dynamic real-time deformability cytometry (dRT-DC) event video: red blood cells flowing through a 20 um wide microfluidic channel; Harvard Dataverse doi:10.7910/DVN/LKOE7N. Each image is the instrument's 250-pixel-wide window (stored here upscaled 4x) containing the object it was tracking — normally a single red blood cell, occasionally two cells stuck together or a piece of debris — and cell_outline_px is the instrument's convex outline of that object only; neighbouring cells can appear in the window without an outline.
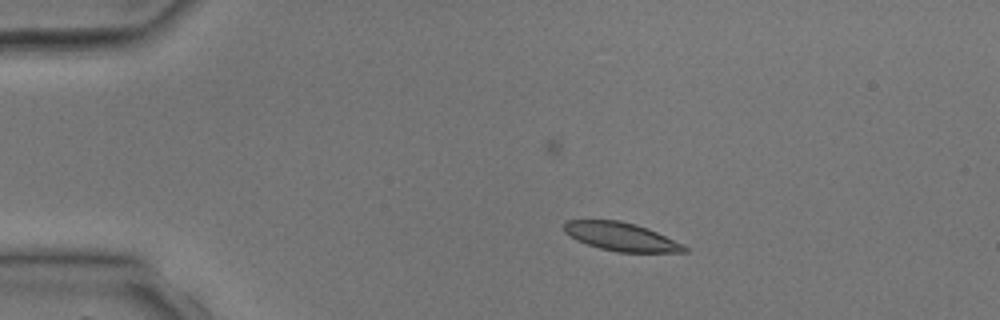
{"species": "common noctule bat (a hibernating species)", "species_latin": "Nyctalus noctula", "temperature_condition": "room temperature", "stored_images_in_passage": 2, "camera_frame_rate_fps": 3000, "um_per_image_px": 0.085, "animal": {"sex": "male", "body_mass_g": 17.9, "forearm_length_mm": 54.2}, "frame": {"image": 1, "passage_image": 1, "time_ms": 0.0, "image_size_px": [1000, 320], "cell_outline_px": [[688, 252], [616, 252], [600, 248], [576, 240], [564, 232], [564, 220], [620, 220], [636, 224], [648, 228], [684, 244], [688, 248]], "centroid_in_image_um": [52.81, 20.11], "position_along_channel_um": 32.2, "area_um2": 20.0}}
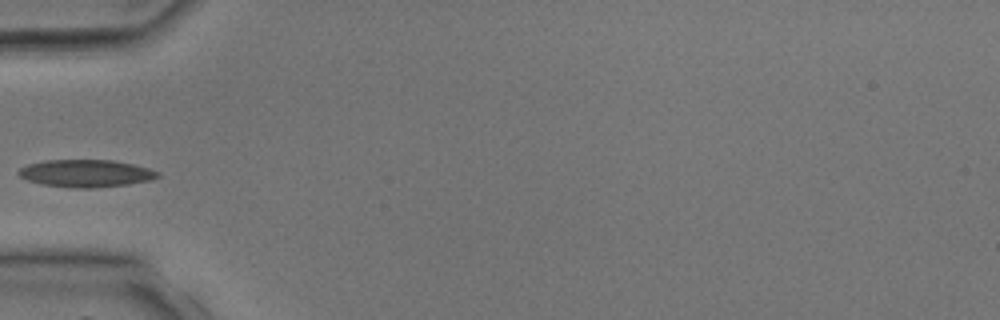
{"frame": {"image": 2, "passage_image": 2, "time_ms": 2.0, "image_size_px": [1000, 320], "cell_outline_px": [[160, 176], [152, 180], [128, 184], [92, 188], [76, 188], [44, 184], [28, 180], [20, 176], [16, 172], [20, 168], [28, 164], [44, 160], [112, 160], [132, 164], [148, 168], [160, 172]], "centroid_in_image_um": [7.32, 14.73], "position_along_channel_um": 77.7, "area_um2": 22.14}}